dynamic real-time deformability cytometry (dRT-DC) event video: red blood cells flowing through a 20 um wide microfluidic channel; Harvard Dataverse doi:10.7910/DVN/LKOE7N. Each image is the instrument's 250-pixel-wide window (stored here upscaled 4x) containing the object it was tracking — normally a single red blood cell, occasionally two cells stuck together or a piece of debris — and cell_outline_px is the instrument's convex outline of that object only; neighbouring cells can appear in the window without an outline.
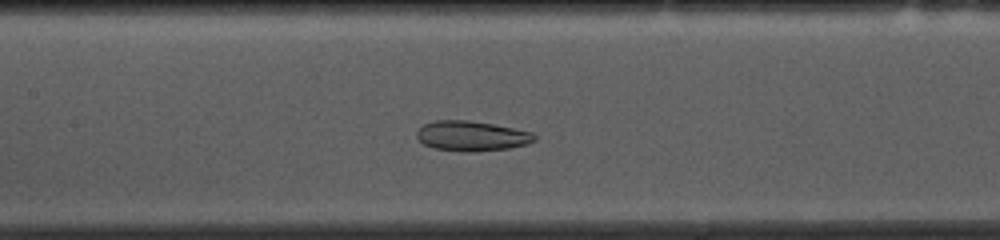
{"species": "common noctule bat (a hibernating species)", "species_latin": "Nyctalus noctula", "temperature_condition": "cold", "stored_images_in_passage": 42, "camera_frame_rate_fps": 3000, "um_per_image_px": 0.085, "animal": {"sex": "female", "body_mass_g": 10.0, "forearm_length_mm": 53.1}, "frame": {"image": 1, "passage_image": 20, "time_ms": 6.333, "image_size_px": [1000, 240], "cell_outline_px": [[536, 140], [528, 144], [508, 148], [476, 152], [468, 152], [436, 148], [424, 144], [416, 136], [416, 132], [424, 124], [436, 120], [468, 120], [492, 124], [532, 132], [536, 136]], "centroid_in_image_um": [40.1, 11.56], "position_along_channel_um": 167.3, "area_um2": 20.46}}
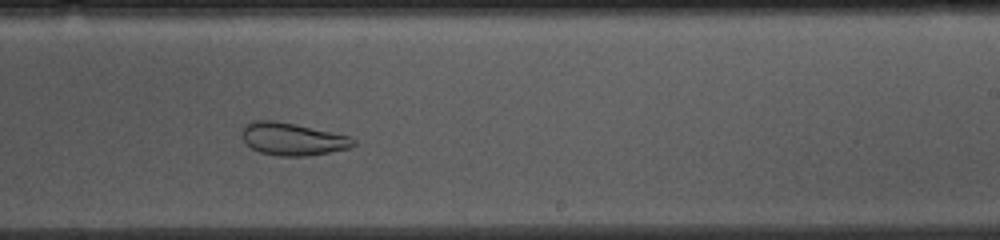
{"frame": {"image": 2, "passage_image": 28, "time_ms": 9.0, "image_size_px": [1000, 240], "cell_outline_px": [[356, 144], [348, 148], [308, 156], [280, 156], [260, 152], [252, 148], [244, 140], [240, 132], [244, 124], [252, 120], [276, 120], [348, 136], [356, 140]], "centroid_in_image_um": [24.81, 11.81], "position_along_channel_um": 264.2, "area_um2": 20.98}}
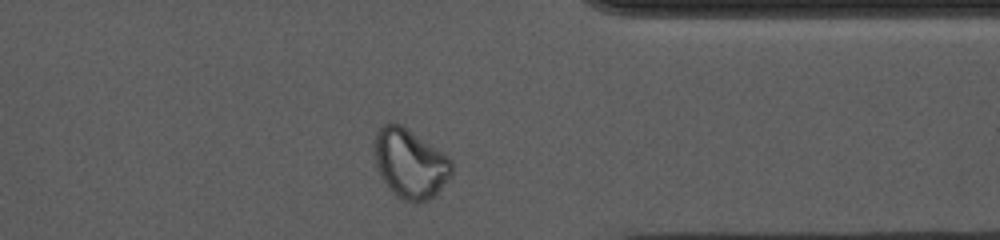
{"frame": {"image": 3, "passage_image": 38, "time_ms": 12.333, "image_size_px": [1000, 240], "cell_outline_px": [[452, 172], [440, 188], [428, 200], [412, 204], [396, 196], [392, 192], [380, 176], [376, 164], [372, 144], [376, 128], [388, 120], [400, 124], [444, 152], [452, 160]], "centroid_in_image_um": [34.8, 13.85], "position_along_channel_um": 376.6, "area_um2": 31.67}, "authors_computed_cell_mechanics": {"area_um2": 24.4205, "velocity_mm_per_s": 3.6497, "shape_relaxation_time_tau1_ms": null, "shape_relaxation_time_tau2_ms": 1.7124, "deformation_change_tau1": null, "deformation_change_tau2": 0.0767}}